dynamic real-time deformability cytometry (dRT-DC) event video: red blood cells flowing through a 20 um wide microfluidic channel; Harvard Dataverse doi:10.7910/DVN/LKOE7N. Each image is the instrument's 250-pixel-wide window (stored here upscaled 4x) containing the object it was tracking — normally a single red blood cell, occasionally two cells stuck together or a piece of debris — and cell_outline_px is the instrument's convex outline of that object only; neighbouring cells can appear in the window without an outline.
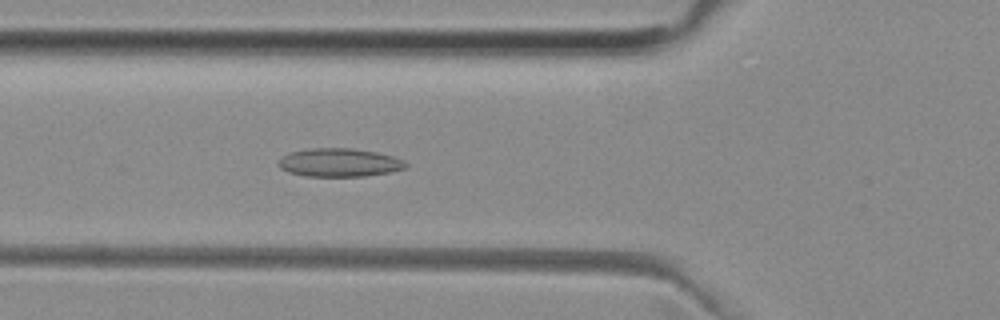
{"species": "common noctule bat (a hibernating species)", "species_latin": "Nyctalus noctula", "temperature_condition": "room temperature", "stored_images_in_passage": 49, "camera_frame_rate_fps": 3000, "um_per_image_px": 0.085, "animal": {"sex": "female", "body_mass_g": 29.2, "forearm_length_mm": 56.3}, "frame": {"image": 1, "passage_image": 16, "time_ms": 5.0, "image_size_px": [1000, 320], "cell_outline_px": [[408, 168], [392, 172], [364, 176], [304, 176], [288, 172], [280, 168], [276, 164], [284, 156], [292, 152], [308, 148], [352, 148], [376, 152], [392, 156], [404, 160], [408, 164]], "centroid_in_image_um": [28.88, 13.82], "position_along_channel_um": 96.9, "area_um2": 21.15}}
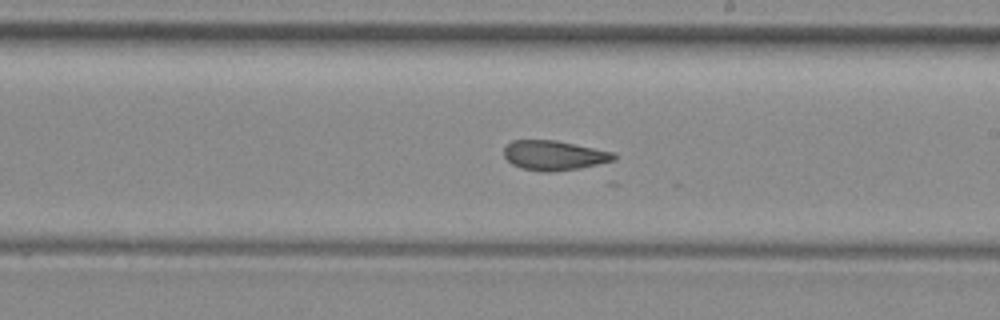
{"frame": {"image": 2, "passage_image": 27, "time_ms": 8.667, "image_size_px": [1000, 320], "cell_outline_px": [[616, 160], [580, 168], [552, 172], [540, 172], [520, 168], [512, 164], [504, 156], [504, 148], [512, 140], [556, 140], [616, 152]], "centroid_in_image_um": [47.12, 13.21], "position_along_channel_um": 241.9, "area_um2": 19.25}}
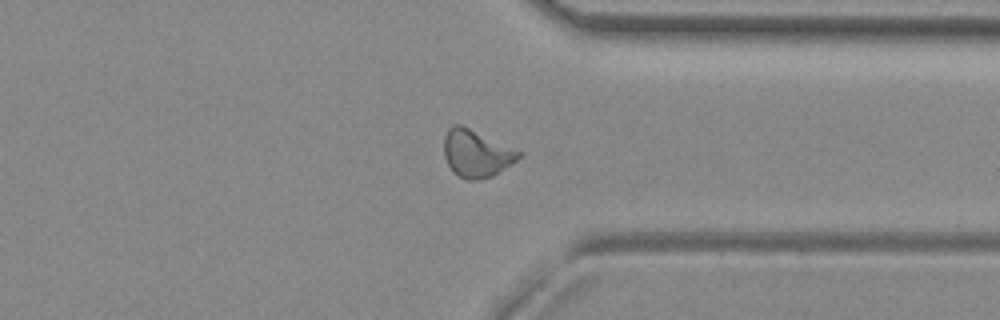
{"frame": {"image": 3, "passage_image": 37, "time_ms": 12.0, "image_size_px": [1000, 320], "cell_outline_px": [[524, 152], [516, 160], [492, 176], [480, 180], [468, 180], [452, 172], [444, 156], [444, 136], [448, 128], [452, 124], [460, 124]], "centroid_in_image_um": [40.47, 13.03], "position_along_channel_um": 370.9, "area_um2": 20.58}, "authors_computed_cell_mechanics": {"area_um2": 20.3456, "velocity_mm_per_s": 3.9466, "shape_relaxation_time_tau1_ms": null, "shape_relaxation_time_tau2_ms": 3.5886, "deformation_change_tau1": null, "deformation_change_tau2": 0.0884}}